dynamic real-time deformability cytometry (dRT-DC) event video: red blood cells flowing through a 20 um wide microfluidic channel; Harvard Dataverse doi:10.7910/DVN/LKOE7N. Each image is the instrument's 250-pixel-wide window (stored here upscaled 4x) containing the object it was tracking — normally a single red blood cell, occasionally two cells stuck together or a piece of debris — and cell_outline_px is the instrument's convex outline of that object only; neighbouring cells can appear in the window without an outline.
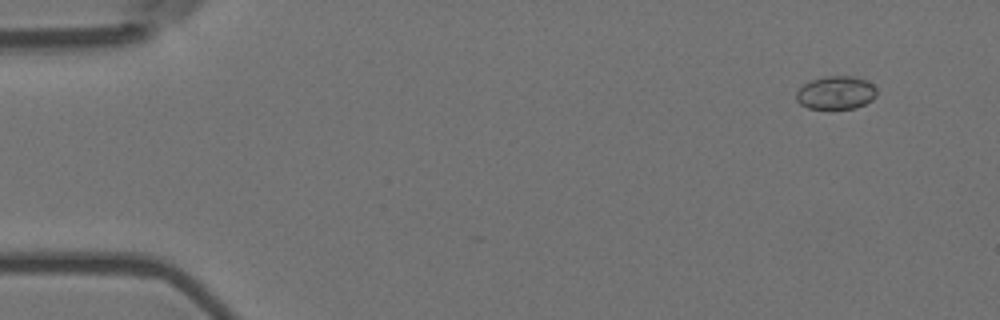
{"species": "Egyptian fruit bat (a non-hibernating species)", "species_latin": "Rousettus aegyptiacus", "temperature_condition": "room temperature", "stored_images_in_passage": 6, "camera_frame_rate_fps": 3000, "um_per_image_px": 0.085, "animal": {"sex": "female"}, "frame": {"image": 1, "passage_image": 2, "time_ms": 0.333, "image_size_px": [1000, 320], "cell_outline_px": [[876, 96], [872, 100], [856, 108], [808, 108], [800, 104], [796, 100], [796, 92], [804, 84], [812, 80], [824, 76], [856, 76], [872, 84], [876, 88]], "centroid_in_image_um": [71.05, 7.87], "position_along_channel_um": 13.9, "area_um2": 15.49}}
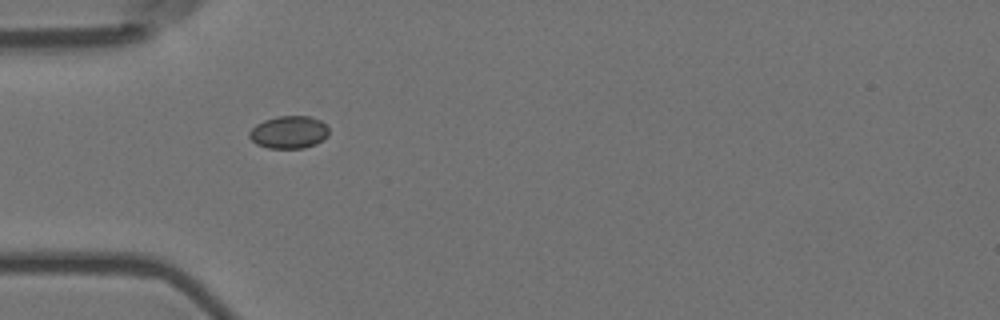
{"frame": {"image": 2, "passage_image": 5, "time_ms": 1.333, "image_size_px": [1000, 320], "cell_outline_px": [[328, 136], [316, 144], [304, 148], [268, 148], [256, 144], [248, 136], [248, 132], [256, 124], [264, 120], [276, 116], [308, 116], [320, 120], [328, 128]], "centroid_in_image_um": [24.54, 11.24], "position_along_channel_um": 60.5, "area_um2": 15.14}}
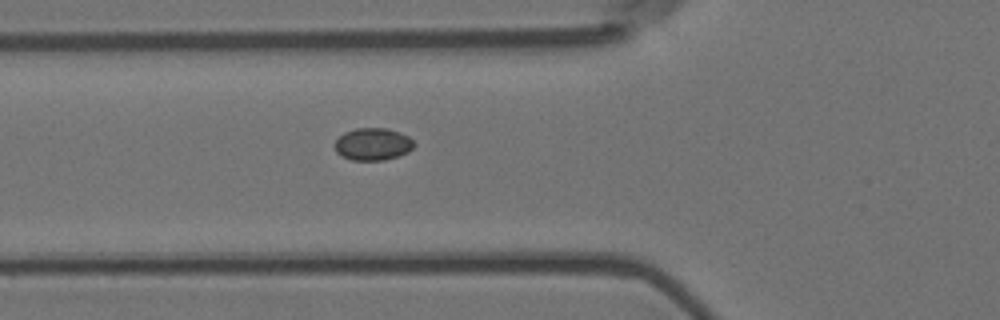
{"frame": {"image": 3, "passage_image": 6, "time_ms": 1.667, "image_size_px": [1000, 320], "cell_outline_px": [[416, 144], [408, 152], [384, 160], [352, 160], [336, 152], [336, 140], [344, 132], [356, 128], [388, 128], [408, 136]], "centroid_in_image_um": [31.71, 12.24], "position_along_channel_um": 94.1, "area_um2": 14.74}}